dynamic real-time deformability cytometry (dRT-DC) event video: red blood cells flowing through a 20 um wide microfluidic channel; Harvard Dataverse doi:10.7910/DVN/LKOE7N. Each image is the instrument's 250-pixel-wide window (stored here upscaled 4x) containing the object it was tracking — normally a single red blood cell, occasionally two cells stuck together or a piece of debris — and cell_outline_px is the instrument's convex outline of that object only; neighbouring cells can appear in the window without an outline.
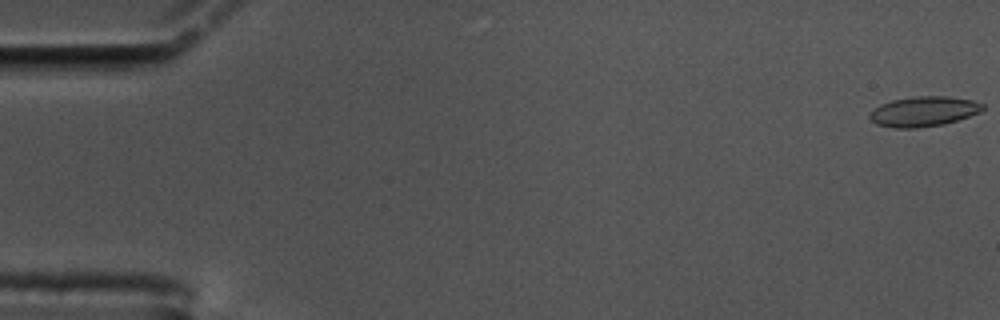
{"species": "common noctule bat (a hibernating species)", "species_latin": "Nyctalus noctula", "temperature_condition": "cold", "stored_images_in_passage": 59, "camera_frame_rate_fps": 3000, "um_per_image_px": 0.085, "animal": {"sex": "male", "body_mass_g": 17.5, "forearm_length_mm": 52.3}, "frame": {"image": 1, "passage_image": 1, "time_ms": 0.0, "image_size_px": [1000, 320], "cell_outline_px": [[984, 108], [980, 112], [944, 124], [916, 128], [892, 128], [876, 124], [868, 116], [880, 104], [892, 100], [916, 96], [948, 96], [972, 100], [984, 104]], "centroid_in_image_um": [78.51, 9.47], "position_along_channel_um": 6.5, "area_um2": 19.65}}
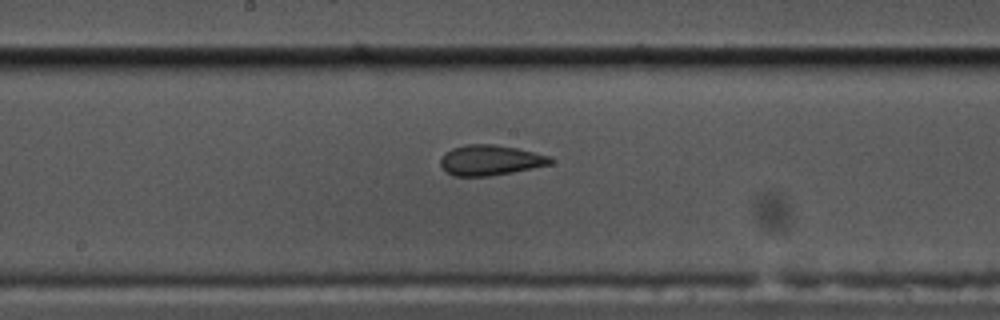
{"frame": {"image": 2, "passage_image": 31, "time_ms": 10.0, "image_size_px": [1000, 320], "cell_outline_px": [[552, 164], [512, 172], [488, 176], [452, 176], [440, 164], [440, 160], [452, 148], [464, 144], [492, 144], [516, 148], [548, 156], [552, 160]], "centroid_in_image_um": [41.66, 13.62], "position_along_channel_um": 206.5, "area_um2": 19.07}}
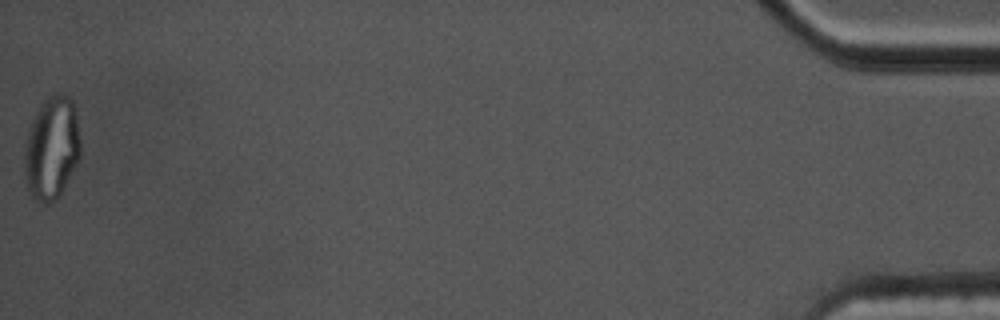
{"frame": {"image": 3, "passage_image": 59, "time_ms": 19.333, "image_size_px": [1000, 320], "cell_outline_px": [[80, 156], [60, 196], [56, 200], [48, 204], [44, 204], [36, 200], [32, 196], [28, 188], [24, 176], [24, 152], [28, 132], [32, 120], [40, 104], [52, 92], [60, 92], [68, 96], [72, 100], [76, 108], [80, 140]], "centroid_in_image_um": [4.4, 12.56], "position_along_channel_um": 430.8, "area_um2": 34.04}, "authors_computed_cell_mechanics": {"area_um2": 19.652, "velocity_mm_per_s": 3.4476, "shape_relaxation_time_tau1_ms": null, "shape_relaxation_time_tau2_ms": 1.9551, "deformation_change_tau1": null, "deformation_change_tau2": 0.0815}}